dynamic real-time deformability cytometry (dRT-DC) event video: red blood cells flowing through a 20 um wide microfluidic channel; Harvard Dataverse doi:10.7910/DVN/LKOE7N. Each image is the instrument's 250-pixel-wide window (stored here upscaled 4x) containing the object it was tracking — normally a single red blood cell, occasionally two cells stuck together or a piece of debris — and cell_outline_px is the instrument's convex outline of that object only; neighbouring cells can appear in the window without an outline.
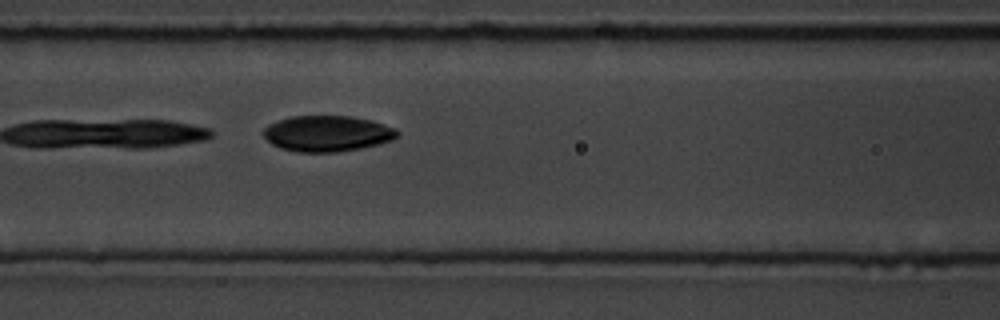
{"species": "common noctule bat (a hibernating species)", "species_latin": "Nyctalus noctula", "temperature_condition": "room temperature", "stored_images_in_passage": 5, "camera_frame_rate_fps": 3000, "um_per_image_px": 0.085, "animal": {"sex": "male", "body_mass_g": 19.5, "forearm_length_mm": 54.6}, "frame": {"image": 1, "passage_image": 5, "time_ms": 4.667, "image_size_px": [1000, 320], "cell_outline_px": [[400, 132], [392, 140], [380, 144], [360, 148], [336, 152], [296, 152], [280, 148], [272, 144], [260, 132], [268, 124], [292, 116], [352, 116], [372, 120], [396, 128]], "centroid_in_image_um": [27.82, 11.35], "position_along_channel_um": 138.8, "area_um2": 28.15}}